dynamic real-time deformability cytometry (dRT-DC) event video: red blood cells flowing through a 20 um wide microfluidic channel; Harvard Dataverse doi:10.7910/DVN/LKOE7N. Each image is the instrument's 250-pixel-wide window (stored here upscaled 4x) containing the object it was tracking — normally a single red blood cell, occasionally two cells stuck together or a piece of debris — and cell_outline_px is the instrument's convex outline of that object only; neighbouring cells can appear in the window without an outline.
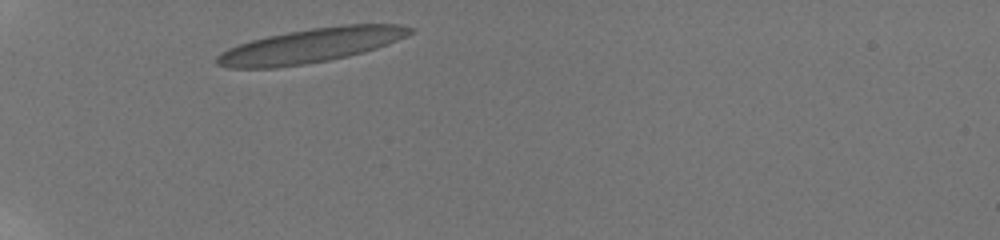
{"species": "human", "species_latin": "Homo sapiens", "temperature_condition": "room temperature", "stored_images_in_passage": 20, "camera_frame_rate_fps": 3000, "um_per_image_px": 0.085, "donor": {"sex": "male"}, "frame": {"image": 1, "passage_image": 1, "time_ms": 0.0, "image_size_px": [1000, 240], "cell_outline_px": [[416, 28], [412, 32], [388, 44], [364, 52], [348, 56], [328, 60], [304, 64], [276, 68], [228, 68], [216, 64], [216, 56], [220, 52], [228, 48], [252, 40], [268, 36], [288, 32], [312, 28], [344, 24], [400, 24]], "centroid_in_image_um": [26.41, 3.87], "position_along_channel_um": 58.6, "area_um2": 38.49}}
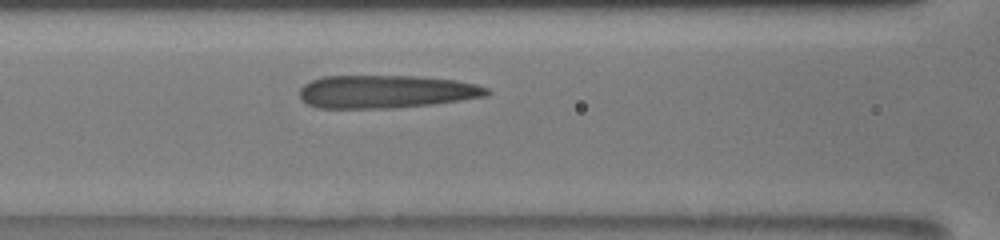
{"frame": {"image": 2, "passage_image": 6, "time_ms": 2.667, "image_size_px": [1000, 240], "cell_outline_px": [[492, 92], [484, 96], [460, 100], [432, 104], [392, 108], [316, 108], [300, 100], [300, 88], [304, 84], [312, 80], [324, 76], [416, 76], [456, 80], [476, 84], [488, 88]], "centroid_in_image_um": [32.78, 7.79], "position_along_channel_um": 133.8, "area_um2": 36.07}}
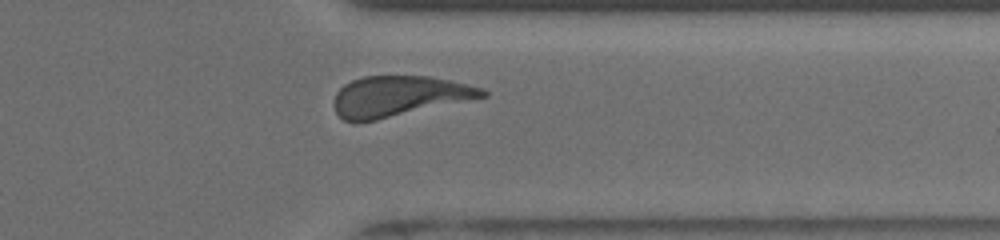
{"frame": {"image": 3, "passage_image": 18, "time_ms": 9.0, "image_size_px": [1000, 240], "cell_outline_px": [[488, 96], [376, 120], [344, 120], [336, 112], [332, 104], [336, 92], [344, 84], [352, 80], [364, 76], [428, 76], [448, 80], [484, 88], [488, 92]], "centroid_in_image_um": [33.9, 8.16], "position_along_channel_um": 377.5, "area_um2": 34.68}, "authors_computed_cell_mechanics": {"area_um2": 35.8649, "velocity_mm_per_s": 3.8512, "shape_relaxation_time_tau1_ms": 3.7845, "shape_relaxation_time_tau2_ms": 1.3332, "deformation_change_tau1": 0.1915, "deformation_change_tau2": 0.1335}}